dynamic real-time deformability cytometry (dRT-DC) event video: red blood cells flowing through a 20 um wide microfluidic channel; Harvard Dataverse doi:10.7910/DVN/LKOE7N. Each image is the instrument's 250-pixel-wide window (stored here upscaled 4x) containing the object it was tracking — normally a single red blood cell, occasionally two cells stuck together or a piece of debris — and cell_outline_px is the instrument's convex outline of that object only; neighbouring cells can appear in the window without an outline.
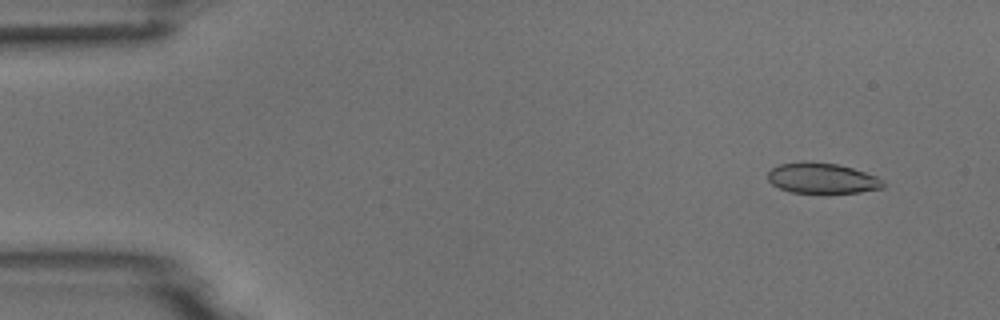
{"species": "common noctule bat (a hibernating species)", "species_latin": "Nyctalus noctula", "temperature_condition": "room temperature", "stored_images_in_passage": 5, "camera_frame_rate_fps": 3000, "um_per_image_px": 0.085, "animal": {"sex": "male", "body_mass_g": 18.8}, "frame": {"image": 1, "passage_image": 1, "time_ms": 0.0, "image_size_px": [1000, 320], "cell_outline_px": [[884, 188], [860, 192], [792, 192], [780, 188], [772, 184], [768, 180], [768, 172], [772, 168], [780, 164], [804, 160], [812, 160], [836, 164], [852, 168], [876, 176], [884, 180]], "centroid_in_image_um": [69.87, 15.12], "position_along_channel_um": 15.1, "area_um2": 20.52}}
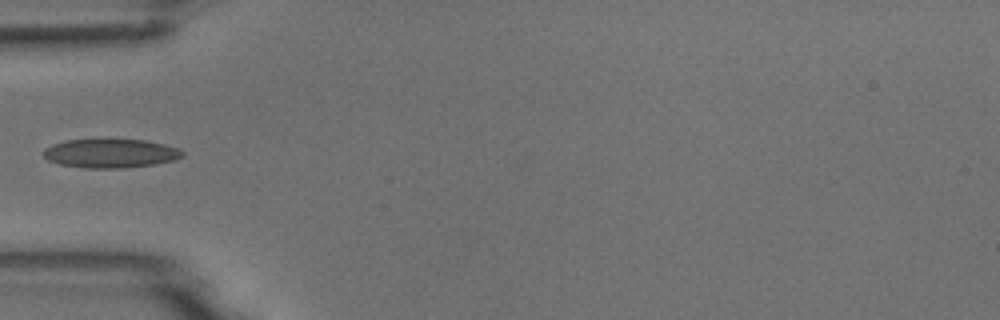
{"frame": {"image": 2, "passage_image": 4, "time_ms": 4.333, "image_size_px": [1000, 320], "cell_outline_px": [[184, 156], [176, 160], [156, 164], [124, 168], [84, 168], [60, 164], [48, 160], [44, 156], [44, 148], [52, 144], [64, 140], [144, 140], [164, 144], [176, 148], [184, 152]], "centroid_in_image_um": [9.4, 13.04], "position_along_channel_um": 75.6, "area_um2": 23.35}}